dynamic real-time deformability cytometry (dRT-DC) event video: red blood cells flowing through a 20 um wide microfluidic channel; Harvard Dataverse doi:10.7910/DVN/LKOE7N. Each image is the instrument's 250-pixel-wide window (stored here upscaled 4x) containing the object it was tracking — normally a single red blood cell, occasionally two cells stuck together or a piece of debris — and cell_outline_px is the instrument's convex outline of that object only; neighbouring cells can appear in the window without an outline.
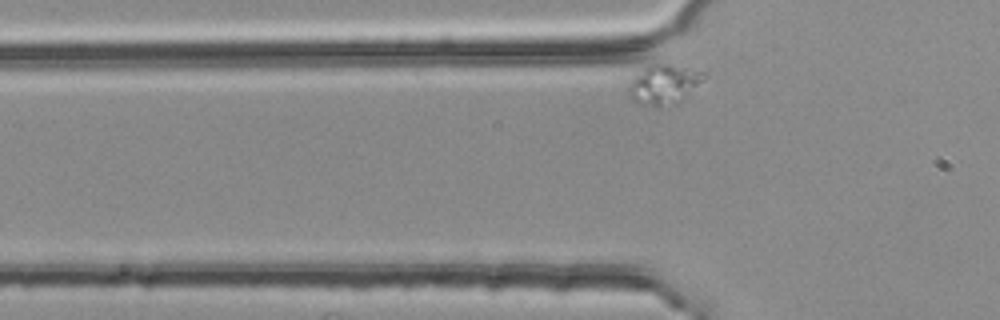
{"species": "common noctule bat (a hibernating species)", "species_latin": "Nyctalus noctula", "temperature_condition": "room temperature", "stored_images_in_passage": 35, "camera_frame_rate_fps": 3000, "um_per_image_px": 0.085, "animal": {"sex": "female", "body_mass_g": 25.1}, "frame": {"image": 1, "passage_image": 3, "time_ms": 0.667, "image_size_px": [1000, 320], "cell_outline_px": [[704, 76], [676, 104], [660, 108], [656, 108], [640, 104], [632, 100], [628, 96], [628, 88], [632, 76], [652, 60], [688, 68], [704, 72]], "centroid_in_image_um": [56.29, 7.15], "position_along_channel_um": 69.5, "area_um2": 17.63}}
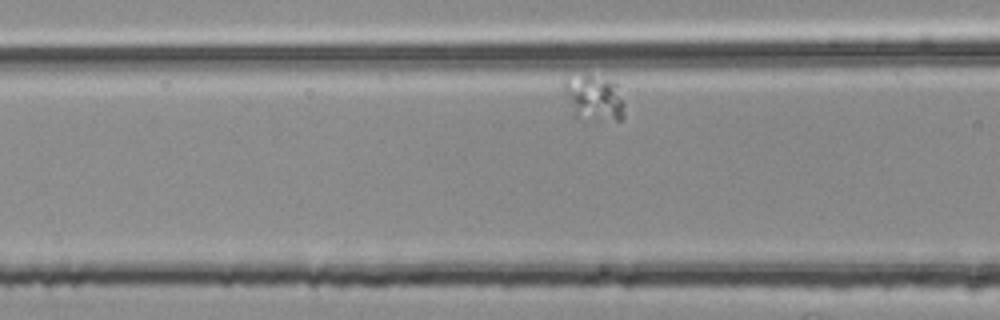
{"frame": {"image": 2, "passage_image": 8, "time_ms": 2.333, "image_size_px": [1000, 320], "cell_outline_px": [[624, 116], [620, 120], [576, 120], [564, 92], [564, 80], [584, 76], [592, 76], [616, 80], [624, 104]], "centroid_in_image_um": [50.53, 8.37], "position_along_channel_um": 116.1, "area_um2": 16.24}}